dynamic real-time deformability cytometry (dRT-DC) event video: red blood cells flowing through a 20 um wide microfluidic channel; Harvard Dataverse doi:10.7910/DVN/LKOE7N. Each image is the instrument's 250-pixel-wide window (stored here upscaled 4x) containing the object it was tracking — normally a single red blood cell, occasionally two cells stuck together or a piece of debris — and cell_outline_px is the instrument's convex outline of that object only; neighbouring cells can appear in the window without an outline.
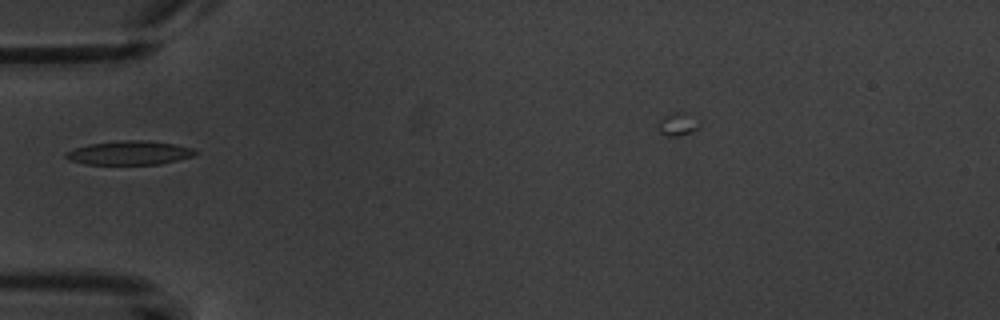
{"species": "common noctule bat (a hibernating species)", "species_latin": "Nyctalus noctula", "temperature_condition": "warm", "stored_images_in_passage": 1, "camera_frame_rate_fps": 3000, "um_per_image_px": 0.085, "animal": {"sex": "male", "body_mass_g": 20.1, "forearm_length_mm": 53.5}, "frame": {"image": 1, "passage_image": 1, "time_ms": 0.0, "image_size_px": [1000, 320], "cell_outline_px": [[196, 152], [192, 156], [160, 164], [84, 164], [68, 160], [64, 156], [64, 152], [88, 144], [120, 140], [148, 140], [176, 144], [192, 148]], "centroid_in_image_um": [10.95, 12.98], "position_along_channel_um": 74.0, "area_um2": 18.03}}